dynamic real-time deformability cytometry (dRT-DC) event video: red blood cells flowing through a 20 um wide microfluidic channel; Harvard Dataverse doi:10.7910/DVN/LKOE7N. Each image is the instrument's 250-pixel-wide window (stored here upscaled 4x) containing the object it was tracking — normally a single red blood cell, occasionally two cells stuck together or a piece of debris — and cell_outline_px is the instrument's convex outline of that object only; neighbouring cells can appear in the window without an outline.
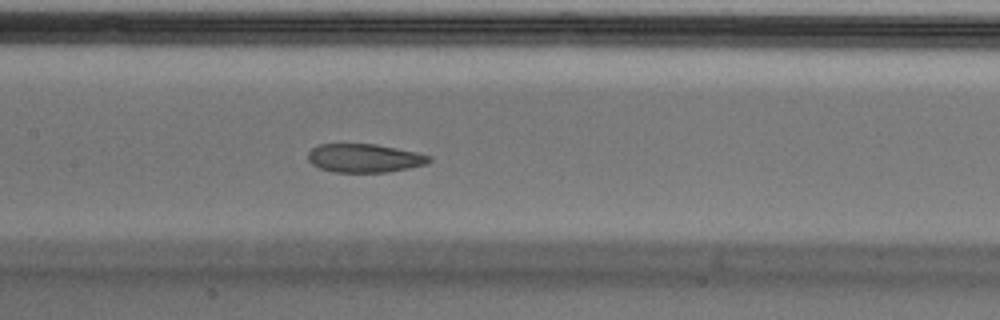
{"species": "Egyptian fruit bat (a non-hibernating species)", "species_latin": "Rousettus aegyptiacus", "temperature_condition": "cold", "stored_images_in_passage": 41, "camera_frame_rate_fps": 3000, "um_per_image_px": 0.085, "animal": {"sex": "male"}, "frame": {"image": 1, "passage_image": 12, "time_ms": 3.667, "image_size_px": [1000, 320], "cell_outline_px": [[432, 160], [428, 164], [388, 172], [332, 172], [320, 168], [312, 164], [308, 160], [308, 152], [312, 148], [320, 144], [376, 144], [416, 152], [432, 156]], "centroid_in_image_um": [30.99, 13.44], "position_along_channel_um": 176.4, "area_um2": 20.23}, "authors_computed_cell_mechanics": {"area_um2": 22.0796, "velocity_mm_per_s": 3.69, "shape_relaxation_time_tau1_ms": 10.6775, "shape_relaxation_time_tau2_ms": 1.7603, "deformation_change_tau1": 0.2099, "deformation_change_tau2": 0.071}}